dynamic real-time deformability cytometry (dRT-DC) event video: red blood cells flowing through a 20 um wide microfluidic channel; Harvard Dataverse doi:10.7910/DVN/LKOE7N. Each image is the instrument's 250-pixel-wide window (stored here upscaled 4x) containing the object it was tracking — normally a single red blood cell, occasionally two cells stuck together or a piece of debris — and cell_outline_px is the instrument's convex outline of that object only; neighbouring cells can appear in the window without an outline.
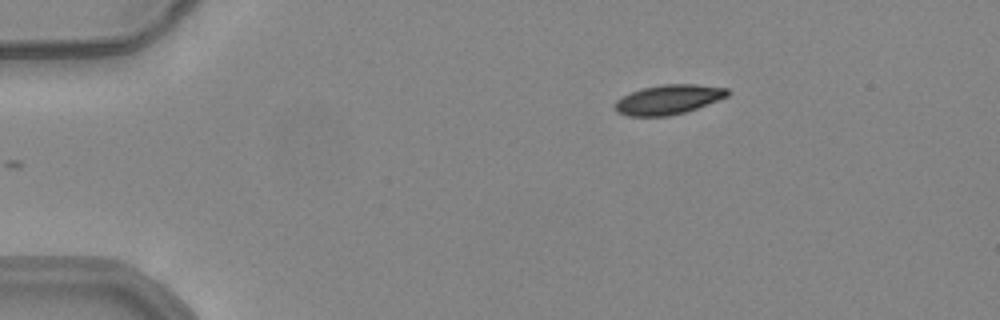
{"species": "common noctule bat (a hibernating species)", "species_latin": "Nyctalus noctula", "temperature_condition": "warm", "stored_images_in_passage": 45, "camera_frame_rate_fps": 3000, "um_per_image_px": 0.085, "animal": {"sex": "female", "body_mass_g": 24.6, "forearm_length_mm": 56.2}, "frame": {"image": 1, "passage_image": 1, "time_ms": 0.0, "image_size_px": [1000, 320], "cell_outline_px": [[732, 92], [728, 96], [696, 108], [684, 112], [668, 116], [628, 116], [616, 112], [616, 100], [632, 92], [644, 88], [664, 84], [696, 84], [728, 88]], "centroid_in_image_um": [56.85, 8.46], "position_along_channel_um": 28.2, "area_um2": 19.19}}
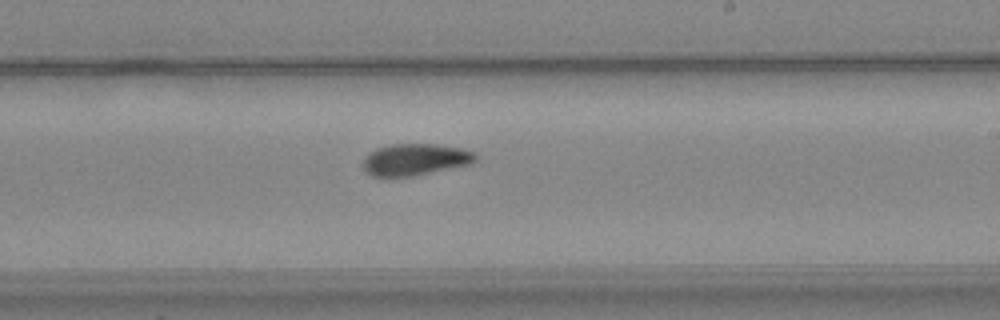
{"frame": {"image": 2, "passage_image": 24, "time_ms": 7.667, "image_size_px": [1000, 320], "cell_outline_px": [[476, 160], [472, 164], [412, 176], [372, 176], [364, 172], [364, 156], [368, 152], [376, 148], [392, 144], [436, 144], [460, 148], [476, 152]], "centroid_in_image_um": [35.28, 13.55], "position_along_channel_um": 253.7, "area_um2": 20.87}}
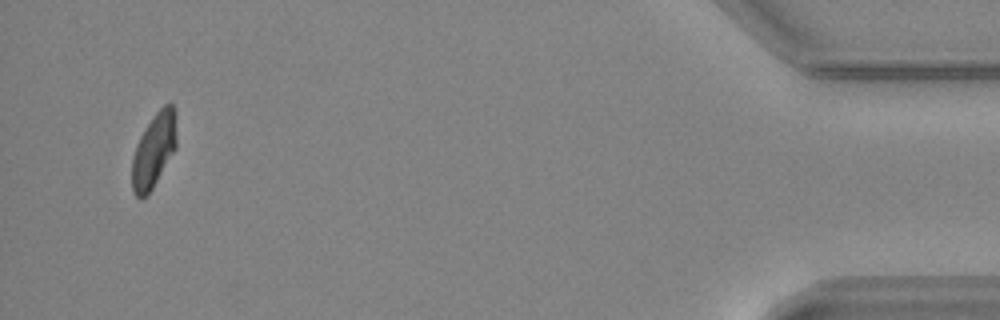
{"frame": {"image": 3, "passage_image": 43, "time_ms": 14.0, "image_size_px": [1000, 320], "cell_outline_px": [[176, 148], [152, 188], [140, 200], [132, 192], [132, 156], [136, 144], [144, 128], [152, 116], [164, 104], [172, 104], [176, 112]], "centroid_in_image_um": [13.07, 12.75], "position_along_channel_um": 422.1, "area_um2": 19.36}, "authors_computed_cell_mechanics": {"area_um2": 20.5768, "velocity_mm_per_s": 3.895, "shape_relaxation_time_tau1_ms": 7.1786, "shape_relaxation_time_tau2_ms": 3.7097, "deformation_change_tau1": 0.1796, "deformation_change_tau2": 0.0808}}